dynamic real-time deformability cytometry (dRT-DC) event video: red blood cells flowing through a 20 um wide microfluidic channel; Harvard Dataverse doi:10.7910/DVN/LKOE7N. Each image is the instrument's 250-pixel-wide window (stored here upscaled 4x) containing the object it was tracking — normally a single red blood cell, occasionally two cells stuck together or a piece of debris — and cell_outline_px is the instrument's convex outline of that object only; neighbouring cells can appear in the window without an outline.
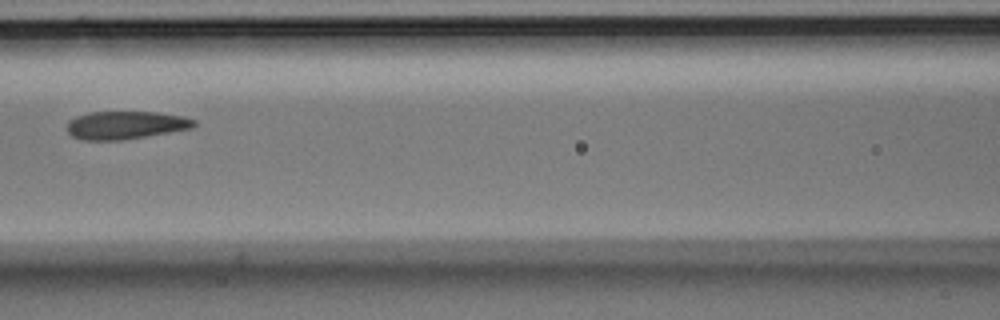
{"species": "Egyptian fruit bat (a non-hibernating species)", "species_latin": "Rousettus aegyptiacus", "temperature_condition": "room temperature", "stored_images_in_passage": 7, "camera_frame_rate_fps": 3000, "um_per_image_px": 0.085, "animal": {"sex": "male"}, "frame": {"image": 1, "passage_image": 7, "time_ms": 2.0, "image_size_px": [1000, 320], "cell_outline_px": [[196, 128], [120, 140], [84, 140], [72, 136], [68, 132], [68, 120], [76, 116], [88, 112], [156, 112], [184, 116], [196, 120]], "centroid_in_image_um": [10.71, 10.63], "position_along_channel_um": 155.9, "area_um2": 20.81}}